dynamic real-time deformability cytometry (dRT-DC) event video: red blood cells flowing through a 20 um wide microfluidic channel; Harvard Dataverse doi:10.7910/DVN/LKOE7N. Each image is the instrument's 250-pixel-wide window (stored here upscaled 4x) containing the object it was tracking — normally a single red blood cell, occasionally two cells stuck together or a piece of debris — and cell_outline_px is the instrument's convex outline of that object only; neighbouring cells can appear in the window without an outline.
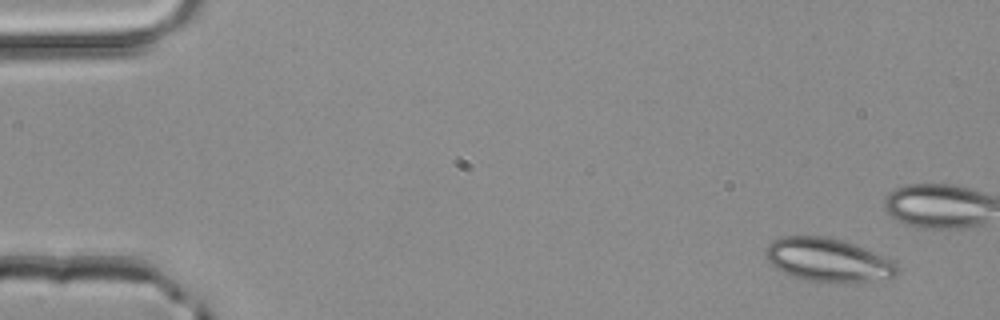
{"species": "common noctule bat (a hibernating species)", "species_latin": "Nyctalus noctula", "temperature_condition": "room temperature", "stored_images_in_passage": 6, "camera_frame_rate_fps": 3000, "um_per_image_px": 0.085, "animal": {"sex": "male", "body_mass_g": 20.4}, "frame": {"image": 1, "passage_image": 1, "time_ms": 0.0, "image_size_px": [1000, 320], "cell_outline_px": [[900, 272], [896, 276], [888, 280], [836, 284], [804, 280], [784, 272], [776, 268], [764, 256], [764, 252], [768, 244], [772, 240], [780, 236], [824, 236], [840, 240], [864, 248], [884, 256], [892, 260], [900, 268]], "centroid_in_image_um": [70.42, 22.13], "position_along_channel_um": 14.6, "area_um2": 33.99}}